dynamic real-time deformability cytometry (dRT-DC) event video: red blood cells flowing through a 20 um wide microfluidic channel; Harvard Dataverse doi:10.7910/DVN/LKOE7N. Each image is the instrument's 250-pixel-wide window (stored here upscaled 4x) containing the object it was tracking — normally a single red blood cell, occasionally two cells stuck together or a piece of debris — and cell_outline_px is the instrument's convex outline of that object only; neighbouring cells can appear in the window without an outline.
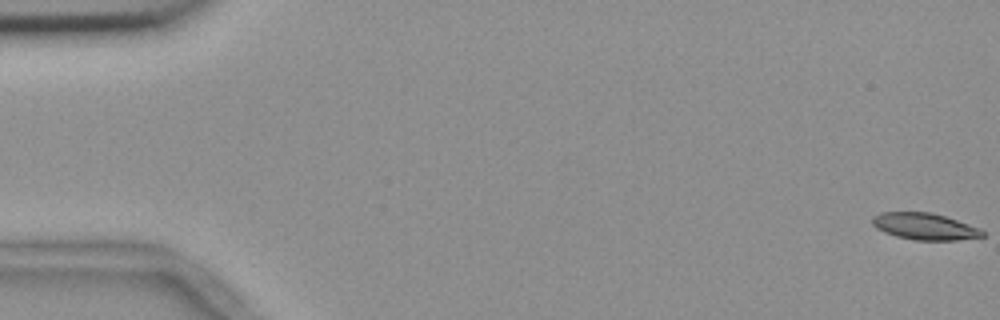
{"species": "common noctule bat (a hibernating species)", "species_latin": "Nyctalus noctula", "temperature_condition": "room temperature", "stored_images_in_passage": 56, "camera_frame_rate_fps": 3000, "um_per_image_px": 0.085, "animal": {"sex": "female", "body_mass_g": 18.4}, "frame": {"image": 1, "passage_image": 1, "time_ms": 0.0, "image_size_px": [1000, 320], "cell_outline_px": [[984, 236], [956, 240], [916, 240], [896, 236], [884, 232], [876, 228], [872, 224], [872, 216], [880, 212], [932, 212], [980, 228], [984, 232]], "centroid_in_image_um": [78.56, 19.24], "position_along_channel_um": 6.4, "area_um2": 17.05}}
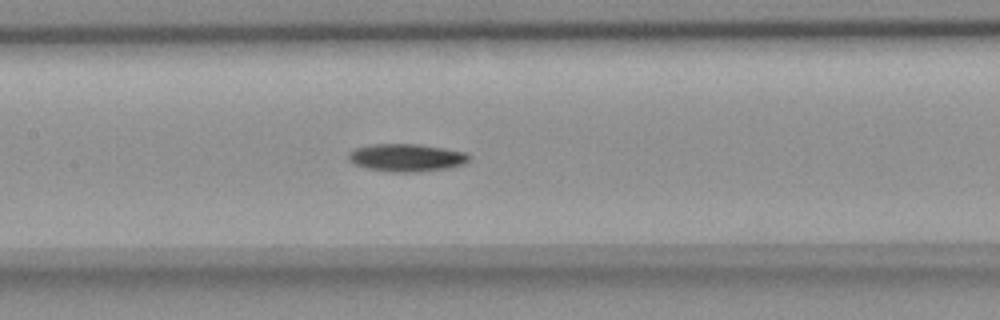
{"frame": {"image": 2, "passage_image": 27, "time_ms": 8.667, "image_size_px": [1000, 320], "cell_outline_px": [[472, 156], [464, 164], [448, 168], [420, 172], [392, 172], [368, 168], [352, 164], [348, 160], [348, 152], [356, 148], [372, 144], [416, 144], [444, 148], [468, 152]], "centroid_in_image_um": [34.57, 13.4], "position_along_channel_um": 172.8, "area_um2": 19.65}}
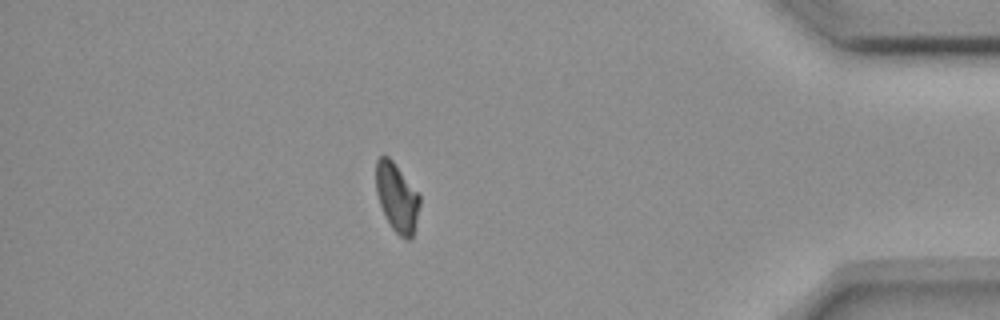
{"frame": {"image": 3, "passage_image": 49, "time_ms": 16.0, "image_size_px": [1000, 320], "cell_outline_px": [[420, 204], [412, 240], [408, 240], [400, 236], [392, 228], [380, 204], [376, 192], [376, 160], [380, 156], [388, 156], [392, 160], [420, 196]], "centroid_in_image_um": [33.74, 16.79], "position_along_channel_um": 401.5, "area_um2": 17.22}, "authors_computed_cell_mechanics": {"area_um2": 18.1781, "velocity_mm_per_s": 3.6839, "shape_relaxation_time_tau1_ms": 6.9524, "shape_relaxation_time_tau2_ms": null, "deformation_change_tau1": 0.1398, "deformation_change_tau2": null}}